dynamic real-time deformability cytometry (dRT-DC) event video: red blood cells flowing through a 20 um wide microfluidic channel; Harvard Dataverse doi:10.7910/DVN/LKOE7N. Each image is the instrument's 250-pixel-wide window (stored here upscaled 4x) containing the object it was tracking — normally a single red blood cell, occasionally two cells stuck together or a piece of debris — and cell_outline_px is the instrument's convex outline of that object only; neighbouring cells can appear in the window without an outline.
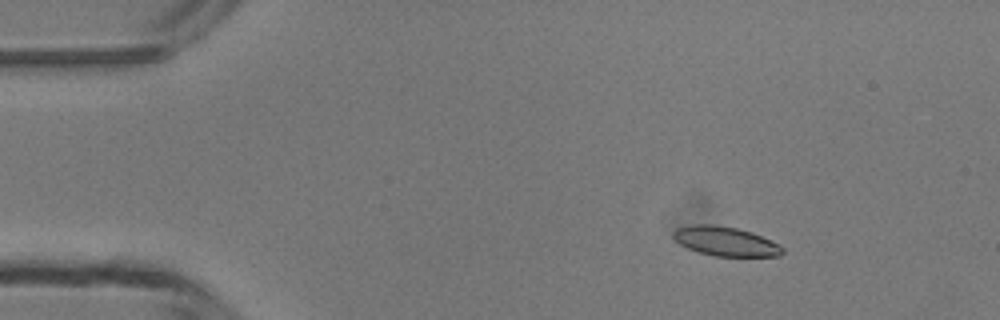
{"species": "common noctule bat (a hibernating species)", "species_latin": "Nyctalus noctula", "temperature_condition": "room temperature", "stored_images_in_passage": 44, "camera_frame_rate_fps": 3000, "um_per_image_px": 0.085, "animal": {"sex": "male", "body_mass_g": 13.3}, "frame": {"image": 1, "passage_image": 3, "time_ms": 0.667, "image_size_px": [1000, 320], "cell_outline_px": [[784, 252], [780, 256], [712, 256], [688, 248], [680, 244], [672, 236], [672, 232], [676, 228], [692, 224], [712, 224], [736, 228], [752, 232], [780, 244], [784, 248]], "centroid_in_image_um": [61.67, 20.51], "position_along_channel_um": 23.3, "area_um2": 18.73}}
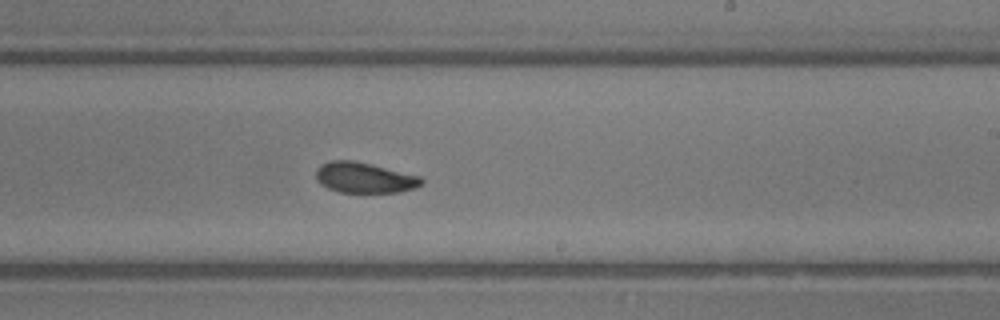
{"frame": {"image": 2, "passage_image": 25, "time_ms": 8.0, "image_size_px": [1000, 320], "cell_outline_px": [[424, 184], [416, 188], [400, 192], [340, 192], [328, 188], [320, 184], [316, 180], [316, 168], [320, 164], [328, 160], [352, 160], [372, 164], [420, 176], [424, 180]], "centroid_in_image_um": [30.97, 15.09], "position_along_channel_um": 258.0, "area_um2": 19.02}}
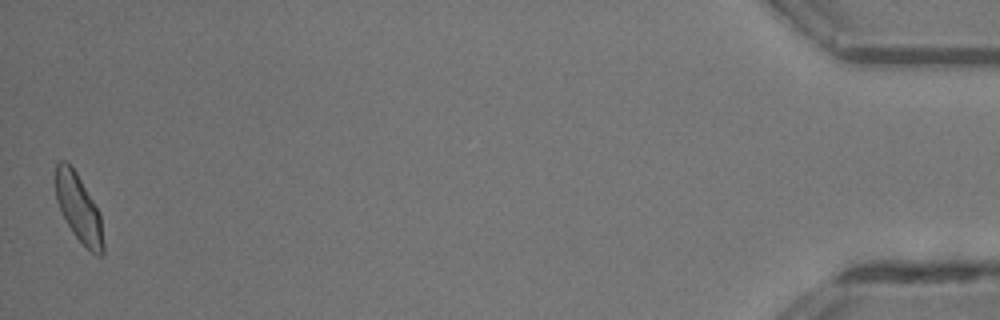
{"frame": {"image": 3, "passage_image": 44, "time_ms": 14.333, "image_size_px": [1000, 320], "cell_outline_px": [[104, 252], [100, 256], [96, 256], [72, 232], [56, 200], [56, 164], [60, 160], [64, 160], [76, 172], [100, 212], [104, 244]], "centroid_in_image_um": [6.71, 17.71], "position_along_channel_um": 428.5, "area_um2": 18.44}, "authors_computed_cell_mechanics": {"area_um2": 18.9584, "velocity_mm_per_s": 4.2624, "shape_relaxation_time_tau1_ms": null, "shape_relaxation_time_tau2_ms": 3.0812, "deformation_change_tau1": null, "deformation_change_tau2": 0.095}}